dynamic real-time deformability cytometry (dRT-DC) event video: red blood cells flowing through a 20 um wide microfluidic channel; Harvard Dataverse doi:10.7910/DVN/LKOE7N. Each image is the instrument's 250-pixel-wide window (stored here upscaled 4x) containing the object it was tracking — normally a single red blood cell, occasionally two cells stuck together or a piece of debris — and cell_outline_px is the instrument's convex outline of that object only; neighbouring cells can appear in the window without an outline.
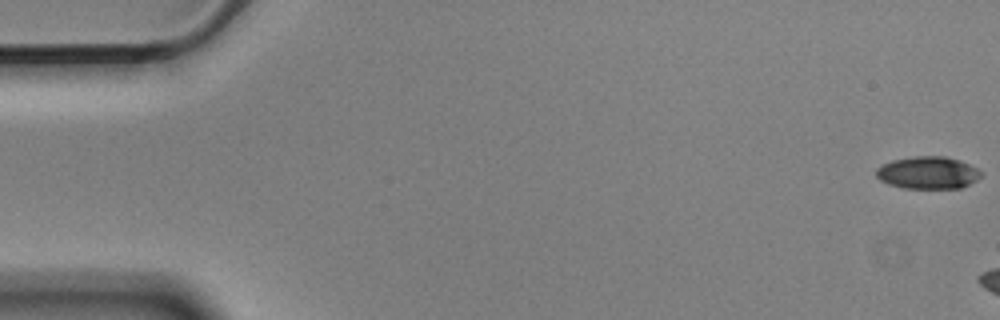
{"species": "Egyptian fruit bat (a non-hibernating species)", "species_latin": "Rousettus aegyptiacus", "temperature_condition": "cold", "stored_images_in_passage": 7, "camera_frame_rate_fps": 3000, "um_per_image_px": 0.085, "animal": {"sex": "male"}, "frame": {"image": 1, "passage_image": 1, "time_ms": 0.0, "image_size_px": [1000, 320], "cell_outline_px": [[984, 172], [976, 180], [960, 188], [904, 188], [888, 184], [880, 180], [876, 176], [876, 168], [892, 160], [912, 156], [944, 156], [960, 160]], "centroid_in_image_um": [78.86, 14.67], "position_along_channel_um": 6.1, "area_um2": 19.77}}